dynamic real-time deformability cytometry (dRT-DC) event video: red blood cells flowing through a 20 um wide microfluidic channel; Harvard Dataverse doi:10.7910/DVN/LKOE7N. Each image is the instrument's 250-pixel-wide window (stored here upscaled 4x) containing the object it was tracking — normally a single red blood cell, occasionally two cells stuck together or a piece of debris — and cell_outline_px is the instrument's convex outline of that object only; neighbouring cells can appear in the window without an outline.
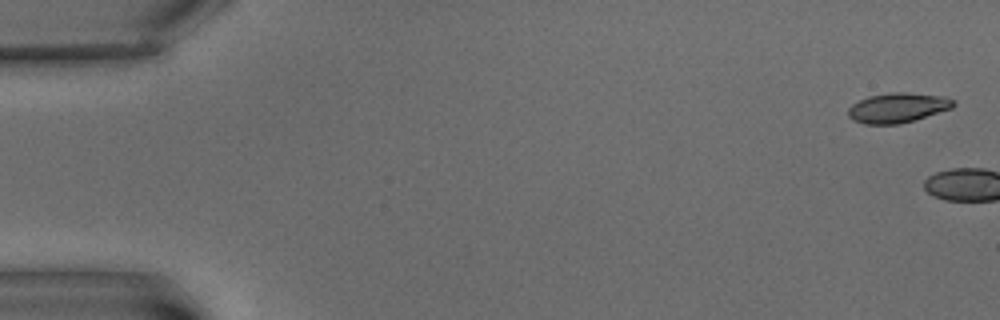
{"species": "common noctule bat (a hibernating species)", "species_latin": "Nyctalus noctula", "temperature_condition": "warm", "stored_images_in_passage": 9, "camera_frame_rate_fps": 3000, "um_per_image_px": 0.085, "animal": {"sex": "male", "body_mass_g": 15.6}, "frame": {"image": 1, "passage_image": 1, "time_ms": 0.0, "image_size_px": [1000, 320], "cell_outline_px": [[956, 104], [952, 108], [900, 124], [864, 124], [852, 120], [848, 116], [848, 108], [852, 104], [868, 96], [892, 92], [904, 92], [944, 96], [956, 100]], "centroid_in_image_um": [76.3, 9.15], "position_along_channel_um": 8.7, "area_um2": 18.32}}
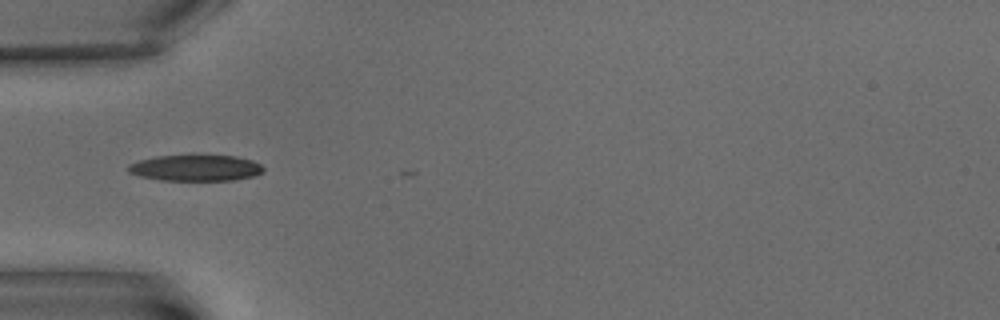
{"frame": {"image": 2, "passage_image": 7, "time_ms": 8.0, "image_size_px": [1000, 320], "cell_outline_px": [[264, 172], [252, 176], [232, 180], [160, 180], [140, 176], [128, 172], [128, 164], [140, 160], [156, 156], [192, 152], [236, 156], [252, 160], [260, 164], [264, 168]], "centroid_in_image_um": [16.62, 14.22], "position_along_channel_um": 68.4, "area_um2": 21.5}}
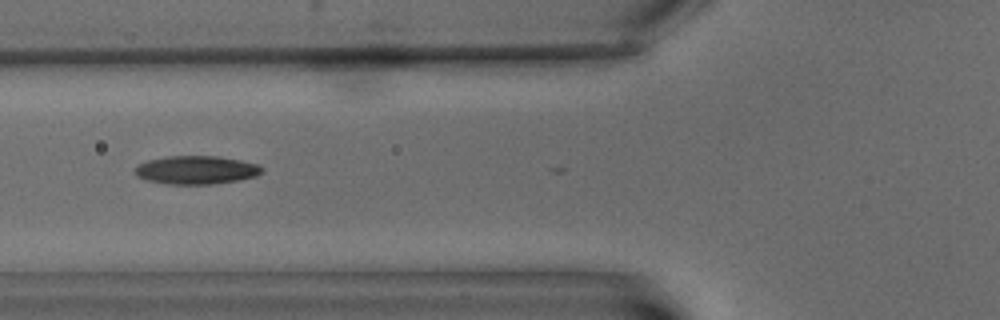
{"frame": {"image": 3, "passage_image": 8, "time_ms": 9.333, "image_size_px": [1000, 320], "cell_outline_px": [[264, 172], [256, 176], [236, 180], [212, 184], [164, 184], [148, 180], [136, 176], [132, 172], [136, 164], [148, 160], [164, 156], [216, 156], [240, 160], [256, 164], [264, 168]], "centroid_in_image_um": [16.62, 14.44], "position_along_channel_um": 109.2, "area_um2": 21.15}}